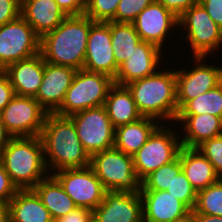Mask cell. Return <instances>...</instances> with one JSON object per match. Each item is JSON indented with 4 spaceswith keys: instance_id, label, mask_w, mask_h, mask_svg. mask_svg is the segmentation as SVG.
<instances>
[{
    "instance_id": "484cf974",
    "label": "cell",
    "mask_w": 222,
    "mask_h": 222,
    "mask_svg": "<svg viewBox=\"0 0 222 222\" xmlns=\"http://www.w3.org/2000/svg\"><path fill=\"white\" fill-rule=\"evenodd\" d=\"M104 106L114 128L136 122L143 117L126 86L114 84L108 92Z\"/></svg>"
},
{
    "instance_id": "7a4b0ae2",
    "label": "cell",
    "mask_w": 222,
    "mask_h": 222,
    "mask_svg": "<svg viewBox=\"0 0 222 222\" xmlns=\"http://www.w3.org/2000/svg\"><path fill=\"white\" fill-rule=\"evenodd\" d=\"M91 18L67 16L53 31L40 38V53L47 63L83 69Z\"/></svg>"
},
{
    "instance_id": "ac0fdd59",
    "label": "cell",
    "mask_w": 222,
    "mask_h": 222,
    "mask_svg": "<svg viewBox=\"0 0 222 222\" xmlns=\"http://www.w3.org/2000/svg\"><path fill=\"white\" fill-rule=\"evenodd\" d=\"M76 72L75 68L44 60L43 80L34 98L48 113H55L61 107Z\"/></svg>"
},
{
    "instance_id": "8d00e7d4",
    "label": "cell",
    "mask_w": 222,
    "mask_h": 222,
    "mask_svg": "<svg viewBox=\"0 0 222 222\" xmlns=\"http://www.w3.org/2000/svg\"><path fill=\"white\" fill-rule=\"evenodd\" d=\"M19 189L0 162V203H9Z\"/></svg>"
},
{
    "instance_id": "9c48e42d",
    "label": "cell",
    "mask_w": 222,
    "mask_h": 222,
    "mask_svg": "<svg viewBox=\"0 0 222 222\" xmlns=\"http://www.w3.org/2000/svg\"><path fill=\"white\" fill-rule=\"evenodd\" d=\"M69 118L73 121L77 136L90 157L114 147L115 128L104 105L83 110Z\"/></svg>"
},
{
    "instance_id": "5bb4252c",
    "label": "cell",
    "mask_w": 222,
    "mask_h": 222,
    "mask_svg": "<svg viewBox=\"0 0 222 222\" xmlns=\"http://www.w3.org/2000/svg\"><path fill=\"white\" fill-rule=\"evenodd\" d=\"M118 68L112 48L108 21H93L91 19L83 69L103 73L114 79Z\"/></svg>"
},
{
    "instance_id": "f35d334b",
    "label": "cell",
    "mask_w": 222,
    "mask_h": 222,
    "mask_svg": "<svg viewBox=\"0 0 222 222\" xmlns=\"http://www.w3.org/2000/svg\"><path fill=\"white\" fill-rule=\"evenodd\" d=\"M67 16H79L85 13L86 0H55Z\"/></svg>"
},
{
    "instance_id": "4fadbf2b",
    "label": "cell",
    "mask_w": 222,
    "mask_h": 222,
    "mask_svg": "<svg viewBox=\"0 0 222 222\" xmlns=\"http://www.w3.org/2000/svg\"><path fill=\"white\" fill-rule=\"evenodd\" d=\"M77 207L96 209L104 199L106 190L93 169H63L52 174Z\"/></svg>"
},
{
    "instance_id": "836d02e7",
    "label": "cell",
    "mask_w": 222,
    "mask_h": 222,
    "mask_svg": "<svg viewBox=\"0 0 222 222\" xmlns=\"http://www.w3.org/2000/svg\"><path fill=\"white\" fill-rule=\"evenodd\" d=\"M155 0H120L115 17L111 20L119 23H133L137 15Z\"/></svg>"
},
{
    "instance_id": "2e32d148",
    "label": "cell",
    "mask_w": 222,
    "mask_h": 222,
    "mask_svg": "<svg viewBox=\"0 0 222 222\" xmlns=\"http://www.w3.org/2000/svg\"><path fill=\"white\" fill-rule=\"evenodd\" d=\"M93 222H143L140 193L106 191L93 210Z\"/></svg>"
},
{
    "instance_id": "3957f363",
    "label": "cell",
    "mask_w": 222,
    "mask_h": 222,
    "mask_svg": "<svg viewBox=\"0 0 222 222\" xmlns=\"http://www.w3.org/2000/svg\"><path fill=\"white\" fill-rule=\"evenodd\" d=\"M125 86L131 92L137 110L143 117H151L169 124L176 120V70L165 68L161 71L160 68L154 74Z\"/></svg>"
},
{
    "instance_id": "30bf717a",
    "label": "cell",
    "mask_w": 222,
    "mask_h": 222,
    "mask_svg": "<svg viewBox=\"0 0 222 222\" xmlns=\"http://www.w3.org/2000/svg\"><path fill=\"white\" fill-rule=\"evenodd\" d=\"M48 112L30 96L15 95L0 118L12 137L40 136Z\"/></svg>"
},
{
    "instance_id": "f1b7e54d",
    "label": "cell",
    "mask_w": 222,
    "mask_h": 222,
    "mask_svg": "<svg viewBox=\"0 0 222 222\" xmlns=\"http://www.w3.org/2000/svg\"><path fill=\"white\" fill-rule=\"evenodd\" d=\"M211 114L222 118V82L215 88L189 100L177 115Z\"/></svg>"
},
{
    "instance_id": "277c9868",
    "label": "cell",
    "mask_w": 222,
    "mask_h": 222,
    "mask_svg": "<svg viewBox=\"0 0 222 222\" xmlns=\"http://www.w3.org/2000/svg\"><path fill=\"white\" fill-rule=\"evenodd\" d=\"M0 162L18 189H33L49 175L40 136L12 137Z\"/></svg>"
},
{
    "instance_id": "d6986e66",
    "label": "cell",
    "mask_w": 222,
    "mask_h": 222,
    "mask_svg": "<svg viewBox=\"0 0 222 222\" xmlns=\"http://www.w3.org/2000/svg\"><path fill=\"white\" fill-rule=\"evenodd\" d=\"M4 72L16 95L35 97L43 80L44 59L38 53L9 65Z\"/></svg>"
},
{
    "instance_id": "7bdbcfd3",
    "label": "cell",
    "mask_w": 222,
    "mask_h": 222,
    "mask_svg": "<svg viewBox=\"0 0 222 222\" xmlns=\"http://www.w3.org/2000/svg\"><path fill=\"white\" fill-rule=\"evenodd\" d=\"M11 138L12 136L7 132L5 125L0 118V157Z\"/></svg>"
},
{
    "instance_id": "e575fe53",
    "label": "cell",
    "mask_w": 222,
    "mask_h": 222,
    "mask_svg": "<svg viewBox=\"0 0 222 222\" xmlns=\"http://www.w3.org/2000/svg\"><path fill=\"white\" fill-rule=\"evenodd\" d=\"M196 149L210 161L216 174L222 179V135L206 140Z\"/></svg>"
},
{
    "instance_id": "7c38bea8",
    "label": "cell",
    "mask_w": 222,
    "mask_h": 222,
    "mask_svg": "<svg viewBox=\"0 0 222 222\" xmlns=\"http://www.w3.org/2000/svg\"><path fill=\"white\" fill-rule=\"evenodd\" d=\"M206 59V60H204ZM194 67H176V93L178 111L189 101L197 98L222 82V66L208 63L207 57L194 56ZM207 62V63H206Z\"/></svg>"
},
{
    "instance_id": "d590c367",
    "label": "cell",
    "mask_w": 222,
    "mask_h": 222,
    "mask_svg": "<svg viewBox=\"0 0 222 222\" xmlns=\"http://www.w3.org/2000/svg\"><path fill=\"white\" fill-rule=\"evenodd\" d=\"M21 16V0H0V26Z\"/></svg>"
},
{
    "instance_id": "603a6c76",
    "label": "cell",
    "mask_w": 222,
    "mask_h": 222,
    "mask_svg": "<svg viewBox=\"0 0 222 222\" xmlns=\"http://www.w3.org/2000/svg\"><path fill=\"white\" fill-rule=\"evenodd\" d=\"M178 156L182 171L196 192L220 180L213 165L196 148L182 146Z\"/></svg>"
},
{
    "instance_id": "d6a6232c",
    "label": "cell",
    "mask_w": 222,
    "mask_h": 222,
    "mask_svg": "<svg viewBox=\"0 0 222 222\" xmlns=\"http://www.w3.org/2000/svg\"><path fill=\"white\" fill-rule=\"evenodd\" d=\"M167 192L183 202L190 210H193L196 203L197 192L191 186L182 170L176 177H174Z\"/></svg>"
},
{
    "instance_id": "83f0119b",
    "label": "cell",
    "mask_w": 222,
    "mask_h": 222,
    "mask_svg": "<svg viewBox=\"0 0 222 222\" xmlns=\"http://www.w3.org/2000/svg\"><path fill=\"white\" fill-rule=\"evenodd\" d=\"M111 31V43L119 67L142 41L133 23H119L108 21Z\"/></svg>"
},
{
    "instance_id": "44dd1931",
    "label": "cell",
    "mask_w": 222,
    "mask_h": 222,
    "mask_svg": "<svg viewBox=\"0 0 222 222\" xmlns=\"http://www.w3.org/2000/svg\"><path fill=\"white\" fill-rule=\"evenodd\" d=\"M143 222H173L190 209L167 191H140Z\"/></svg>"
},
{
    "instance_id": "ee69618b",
    "label": "cell",
    "mask_w": 222,
    "mask_h": 222,
    "mask_svg": "<svg viewBox=\"0 0 222 222\" xmlns=\"http://www.w3.org/2000/svg\"><path fill=\"white\" fill-rule=\"evenodd\" d=\"M196 222H222V216H212L196 213Z\"/></svg>"
},
{
    "instance_id": "8992f818",
    "label": "cell",
    "mask_w": 222,
    "mask_h": 222,
    "mask_svg": "<svg viewBox=\"0 0 222 222\" xmlns=\"http://www.w3.org/2000/svg\"><path fill=\"white\" fill-rule=\"evenodd\" d=\"M90 167L106 191H141V181L136 175L131 155L113 147L93 154L90 158Z\"/></svg>"
},
{
    "instance_id": "e0dca14e",
    "label": "cell",
    "mask_w": 222,
    "mask_h": 222,
    "mask_svg": "<svg viewBox=\"0 0 222 222\" xmlns=\"http://www.w3.org/2000/svg\"><path fill=\"white\" fill-rule=\"evenodd\" d=\"M162 50L152 43L141 41L119 66L114 83L125 86L133 81L154 74L164 62Z\"/></svg>"
},
{
    "instance_id": "4dcf8cb0",
    "label": "cell",
    "mask_w": 222,
    "mask_h": 222,
    "mask_svg": "<svg viewBox=\"0 0 222 222\" xmlns=\"http://www.w3.org/2000/svg\"><path fill=\"white\" fill-rule=\"evenodd\" d=\"M195 213L222 216V179L197 192Z\"/></svg>"
},
{
    "instance_id": "5b68a950",
    "label": "cell",
    "mask_w": 222,
    "mask_h": 222,
    "mask_svg": "<svg viewBox=\"0 0 222 222\" xmlns=\"http://www.w3.org/2000/svg\"><path fill=\"white\" fill-rule=\"evenodd\" d=\"M114 79L109 75L77 70L61 107L55 114L70 117L89 108L103 106Z\"/></svg>"
},
{
    "instance_id": "8fae6325",
    "label": "cell",
    "mask_w": 222,
    "mask_h": 222,
    "mask_svg": "<svg viewBox=\"0 0 222 222\" xmlns=\"http://www.w3.org/2000/svg\"><path fill=\"white\" fill-rule=\"evenodd\" d=\"M40 53V37L20 16L0 26V70Z\"/></svg>"
},
{
    "instance_id": "52a82bcc",
    "label": "cell",
    "mask_w": 222,
    "mask_h": 222,
    "mask_svg": "<svg viewBox=\"0 0 222 222\" xmlns=\"http://www.w3.org/2000/svg\"><path fill=\"white\" fill-rule=\"evenodd\" d=\"M173 129V131H172ZM176 129L161 123L149 136L147 142L133 156L134 169L142 181L163 165L174 161L182 147Z\"/></svg>"
},
{
    "instance_id": "cb8c5ba5",
    "label": "cell",
    "mask_w": 222,
    "mask_h": 222,
    "mask_svg": "<svg viewBox=\"0 0 222 222\" xmlns=\"http://www.w3.org/2000/svg\"><path fill=\"white\" fill-rule=\"evenodd\" d=\"M10 222H52L49 210L33 189H19L8 203Z\"/></svg>"
},
{
    "instance_id": "60d3db41",
    "label": "cell",
    "mask_w": 222,
    "mask_h": 222,
    "mask_svg": "<svg viewBox=\"0 0 222 222\" xmlns=\"http://www.w3.org/2000/svg\"><path fill=\"white\" fill-rule=\"evenodd\" d=\"M52 222H93V211L83 207H76L64 217Z\"/></svg>"
},
{
    "instance_id": "d4e9b609",
    "label": "cell",
    "mask_w": 222,
    "mask_h": 222,
    "mask_svg": "<svg viewBox=\"0 0 222 222\" xmlns=\"http://www.w3.org/2000/svg\"><path fill=\"white\" fill-rule=\"evenodd\" d=\"M161 123L151 117L115 128L114 148L134 156Z\"/></svg>"
},
{
    "instance_id": "4316f807",
    "label": "cell",
    "mask_w": 222,
    "mask_h": 222,
    "mask_svg": "<svg viewBox=\"0 0 222 222\" xmlns=\"http://www.w3.org/2000/svg\"><path fill=\"white\" fill-rule=\"evenodd\" d=\"M33 190L49 210L53 220L64 217L77 207L53 175L49 174L42 179Z\"/></svg>"
},
{
    "instance_id": "1f68e13d",
    "label": "cell",
    "mask_w": 222,
    "mask_h": 222,
    "mask_svg": "<svg viewBox=\"0 0 222 222\" xmlns=\"http://www.w3.org/2000/svg\"><path fill=\"white\" fill-rule=\"evenodd\" d=\"M120 0H86L85 15L93 21H111Z\"/></svg>"
},
{
    "instance_id": "6da1fadb",
    "label": "cell",
    "mask_w": 222,
    "mask_h": 222,
    "mask_svg": "<svg viewBox=\"0 0 222 222\" xmlns=\"http://www.w3.org/2000/svg\"><path fill=\"white\" fill-rule=\"evenodd\" d=\"M40 138L43 144L44 161L50 175L63 169L90 166V156L77 136L69 117L48 113Z\"/></svg>"
},
{
    "instance_id": "bcb514c9",
    "label": "cell",
    "mask_w": 222,
    "mask_h": 222,
    "mask_svg": "<svg viewBox=\"0 0 222 222\" xmlns=\"http://www.w3.org/2000/svg\"><path fill=\"white\" fill-rule=\"evenodd\" d=\"M173 222H196V213L190 210L184 216L176 218Z\"/></svg>"
},
{
    "instance_id": "ab89813d",
    "label": "cell",
    "mask_w": 222,
    "mask_h": 222,
    "mask_svg": "<svg viewBox=\"0 0 222 222\" xmlns=\"http://www.w3.org/2000/svg\"><path fill=\"white\" fill-rule=\"evenodd\" d=\"M167 10L176 17H180L191 6L199 3V0H158Z\"/></svg>"
},
{
    "instance_id": "ffe728a7",
    "label": "cell",
    "mask_w": 222,
    "mask_h": 222,
    "mask_svg": "<svg viewBox=\"0 0 222 222\" xmlns=\"http://www.w3.org/2000/svg\"><path fill=\"white\" fill-rule=\"evenodd\" d=\"M180 124L181 145L186 148H197L206 140L222 135V118L211 114L177 115L175 123ZM183 126H182V125ZM182 126V127H181Z\"/></svg>"
},
{
    "instance_id": "b9f144b4",
    "label": "cell",
    "mask_w": 222,
    "mask_h": 222,
    "mask_svg": "<svg viewBox=\"0 0 222 222\" xmlns=\"http://www.w3.org/2000/svg\"><path fill=\"white\" fill-rule=\"evenodd\" d=\"M212 20L222 29V0H199Z\"/></svg>"
},
{
    "instance_id": "ba28073f",
    "label": "cell",
    "mask_w": 222,
    "mask_h": 222,
    "mask_svg": "<svg viewBox=\"0 0 222 222\" xmlns=\"http://www.w3.org/2000/svg\"><path fill=\"white\" fill-rule=\"evenodd\" d=\"M178 24L181 30L184 28L186 38L183 37V42L190 44L193 57H209L222 48V29L200 3L186 10L178 18Z\"/></svg>"
},
{
    "instance_id": "f546056e",
    "label": "cell",
    "mask_w": 222,
    "mask_h": 222,
    "mask_svg": "<svg viewBox=\"0 0 222 222\" xmlns=\"http://www.w3.org/2000/svg\"><path fill=\"white\" fill-rule=\"evenodd\" d=\"M182 170L179 156L169 164L163 165L141 181V191H167Z\"/></svg>"
},
{
    "instance_id": "9a60e30c",
    "label": "cell",
    "mask_w": 222,
    "mask_h": 222,
    "mask_svg": "<svg viewBox=\"0 0 222 222\" xmlns=\"http://www.w3.org/2000/svg\"><path fill=\"white\" fill-rule=\"evenodd\" d=\"M140 39L159 47L162 51L169 34L179 28L178 17L158 0L144 8L133 22ZM170 32V33H169ZM168 35V36H167ZM166 37V38H165Z\"/></svg>"
},
{
    "instance_id": "74e56055",
    "label": "cell",
    "mask_w": 222,
    "mask_h": 222,
    "mask_svg": "<svg viewBox=\"0 0 222 222\" xmlns=\"http://www.w3.org/2000/svg\"><path fill=\"white\" fill-rule=\"evenodd\" d=\"M15 95L8 75L0 70V113Z\"/></svg>"
},
{
    "instance_id": "f6af8a7d",
    "label": "cell",
    "mask_w": 222,
    "mask_h": 222,
    "mask_svg": "<svg viewBox=\"0 0 222 222\" xmlns=\"http://www.w3.org/2000/svg\"><path fill=\"white\" fill-rule=\"evenodd\" d=\"M0 222H10L9 206L7 203H0Z\"/></svg>"
},
{
    "instance_id": "7402d4cb",
    "label": "cell",
    "mask_w": 222,
    "mask_h": 222,
    "mask_svg": "<svg viewBox=\"0 0 222 222\" xmlns=\"http://www.w3.org/2000/svg\"><path fill=\"white\" fill-rule=\"evenodd\" d=\"M21 16L40 38L67 17L55 0H21Z\"/></svg>"
}]
</instances>
